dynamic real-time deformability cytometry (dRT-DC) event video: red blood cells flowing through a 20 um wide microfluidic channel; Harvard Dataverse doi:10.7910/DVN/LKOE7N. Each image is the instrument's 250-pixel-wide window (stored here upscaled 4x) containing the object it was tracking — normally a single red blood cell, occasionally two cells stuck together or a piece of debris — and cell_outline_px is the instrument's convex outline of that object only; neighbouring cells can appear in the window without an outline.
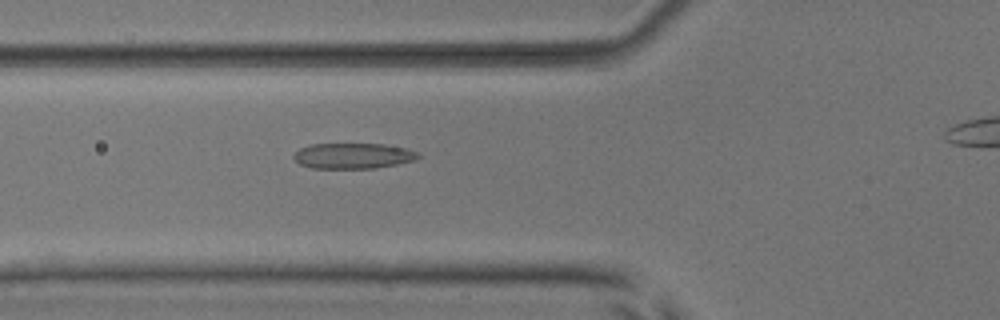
{"species": "common noctule bat (a hibernating species)", "species_latin": "Nyctalus noctula", "temperature_condition": "room temperature", "stored_images_in_passage": 37, "camera_frame_rate_fps": 3000, "um_per_image_px": 0.085, "animal": {"sex": "male", "body_mass_g": 17.9, "forearm_length_mm": 54.2}, "frame": {"image": 1, "passage_image": 10, "time_ms": 3.0, "image_size_px": [1000, 320], "cell_outline_px": [[420, 156], [416, 160], [376, 168], [312, 168], [300, 164], [292, 156], [300, 148], [312, 144], [384, 144], [404, 148], [416, 152]], "centroid_in_image_um": [30.0, 13.25], "position_along_channel_um": 95.8, "area_um2": 18.38}}
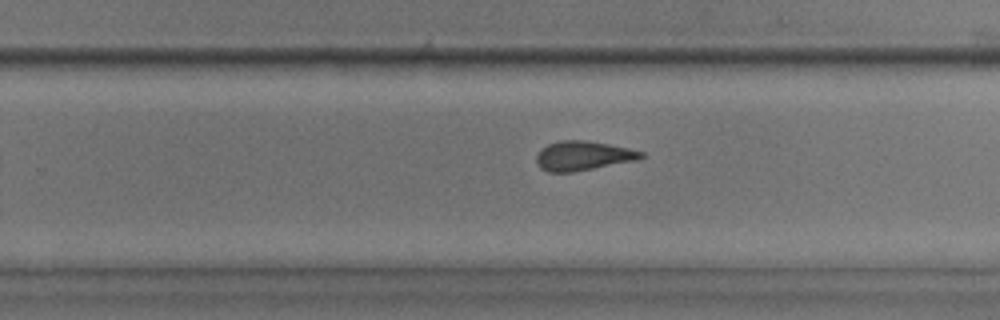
{"frame": {"image": 2, "passage_image": 24, "time_ms": 7.667, "image_size_px": [1000, 320], "cell_outline_px": [[644, 156], [636, 160], [572, 172], [548, 172], [540, 168], [536, 164], [536, 156], [540, 148], [548, 144], [560, 140], [584, 140], [608, 144], [628, 148], [644, 152]], "centroid_in_image_um": [49.5, 13.24], "position_along_channel_um": 280.3, "area_um2": 17.86}}
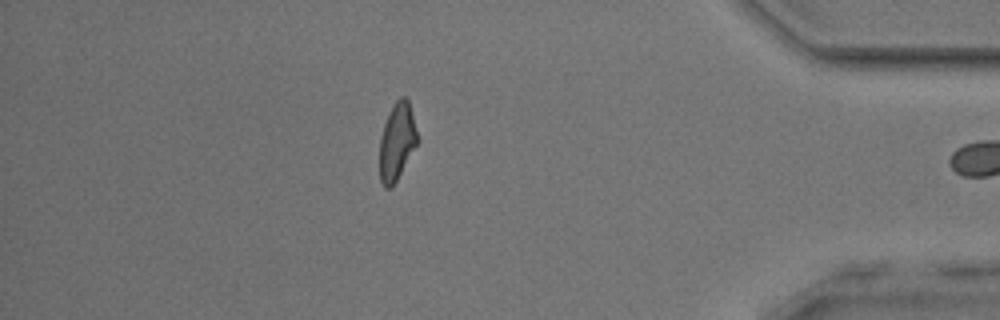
{"frame": {"image": 3, "passage_image": 36, "time_ms": 11.667, "image_size_px": [1000, 320], "cell_outline_px": [[420, 140], [392, 188], [384, 188], [380, 180], [380, 136], [388, 112], [392, 104], [400, 96], [404, 96], [408, 100]], "centroid_in_image_um": [33.75, 12.03], "position_along_channel_um": 401.5, "area_um2": 17.28}}